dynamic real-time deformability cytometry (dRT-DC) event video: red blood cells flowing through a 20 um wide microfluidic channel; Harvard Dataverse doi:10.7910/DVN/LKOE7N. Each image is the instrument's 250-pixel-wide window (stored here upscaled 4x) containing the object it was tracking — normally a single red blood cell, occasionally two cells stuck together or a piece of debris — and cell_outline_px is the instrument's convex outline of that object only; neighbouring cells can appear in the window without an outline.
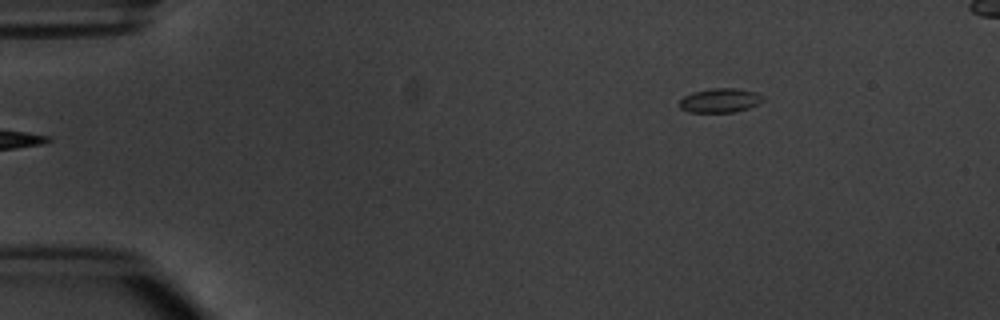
{"species": "common noctule bat (a hibernating species)", "species_latin": "Nyctalus noctula", "temperature_condition": "warm", "stored_images_in_passage": 5, "segment_of_instrument_passage": [2, 2], "camera_frame_rate_fps": 3000, "um_per_image_px": 0.085, "animal": {"sex": "male", "body_mass_g": 20.1, "forearm_length_mm": 53.5}, "frame": {"image": 1, "passage_image": 5, "time_ms": 5.667, "image_size_px": [1000, 320], "cell_outline_px": [[764, 100], [760, 104], [748, 108], [732, 112], [688, 112], [680, 108], [680, 100], [684, 96], [692, 92], [712, 88], [732, 88], [756, 92], [764, 96]], "centroid_in_image_um": [61.22, 8.53], "position_along_channel_um": 23.8, "area_um2": 11.79}}